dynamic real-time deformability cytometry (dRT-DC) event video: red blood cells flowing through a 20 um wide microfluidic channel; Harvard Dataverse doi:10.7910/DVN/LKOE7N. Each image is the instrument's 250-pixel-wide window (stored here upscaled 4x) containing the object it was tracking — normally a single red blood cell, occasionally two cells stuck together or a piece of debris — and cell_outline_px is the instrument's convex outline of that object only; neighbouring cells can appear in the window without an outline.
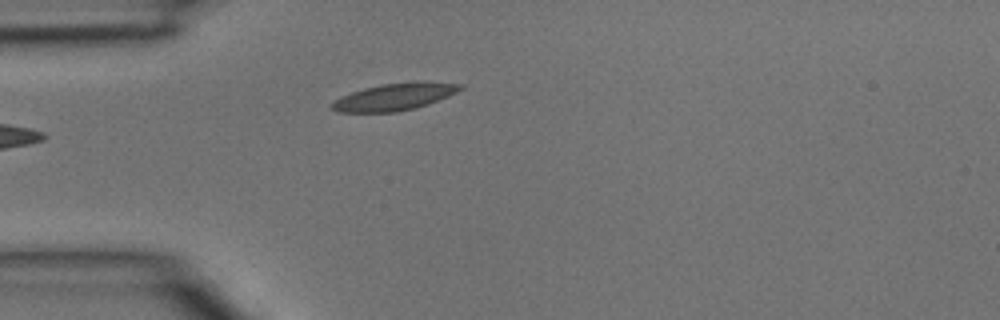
{"species": "common noctule bat (a hibernating species)", "species_latin": "Nyctalus noctula", "temperature_condition": "room temperature", "stored_images_in_passage": 2, "camera_frame_rate_fps": 3000, "um_per_image_px": 0.085, "animal": {"sex": "male", "body_mass_g": 15.6}, "frame": {"image": 1, "passage_image": 2, "time_ms": 0.333, "image_size_px": [1000, 320], "cell_outline_px": [[464, 88], [448, 96], [428, 104], [416, 108], [396, 112], [336, 112], [328, 108], [328, 104], [352, 92], [364, 88], [380, 84], [416, 80], [424, 80], [464, 84]], "centroid_in_image_um": [33.56, 8.21], "position_along_channel_um": 51.4, "area_um2": 20.69}}